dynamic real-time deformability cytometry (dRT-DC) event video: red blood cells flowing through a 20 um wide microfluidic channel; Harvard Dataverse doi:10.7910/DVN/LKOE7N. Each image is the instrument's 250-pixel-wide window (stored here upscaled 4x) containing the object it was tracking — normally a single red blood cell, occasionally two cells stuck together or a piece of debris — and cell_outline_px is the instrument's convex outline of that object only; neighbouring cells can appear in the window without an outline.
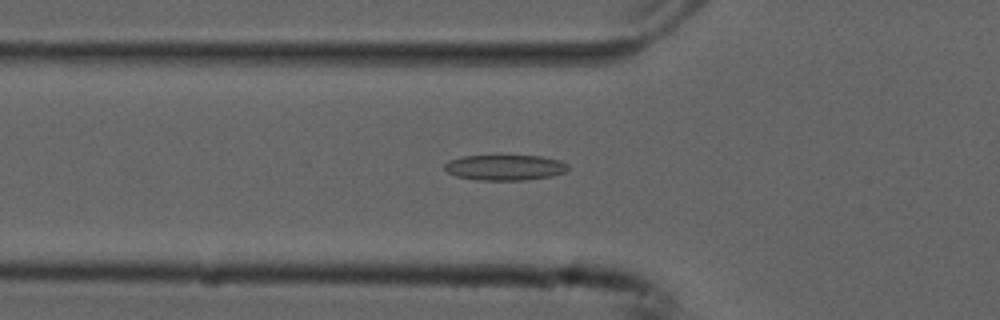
{"species": "common noctule bat (a hibernating species)", "species_latin": "Nyctalus noctula", "temperature_condition": "cold", "stored_images_in_passage": 34, "camera_frame_rate_fps": 3000, "um_per_image_px": 0.085, "animal": {"sex": "male", "forearm_length_mm": 52.5}, "frame": {"image": 1, "passage_image": 2, "time_ms": 0.333, "image_size_px": [1000, 320], "cell_outline_px": [[568, 168], [564, 172], [548, 176], [524, 180], [476, 180], [456, 176], [448, 172], [444, 168], [444, 164], [448, 160], [464, 156], [540, 156], [560, 160], [568, 164]], "centroid_in_image_um": [42.88, 14.23], "position_along_channel_um": 82.9, "area_um2": 18.21}}
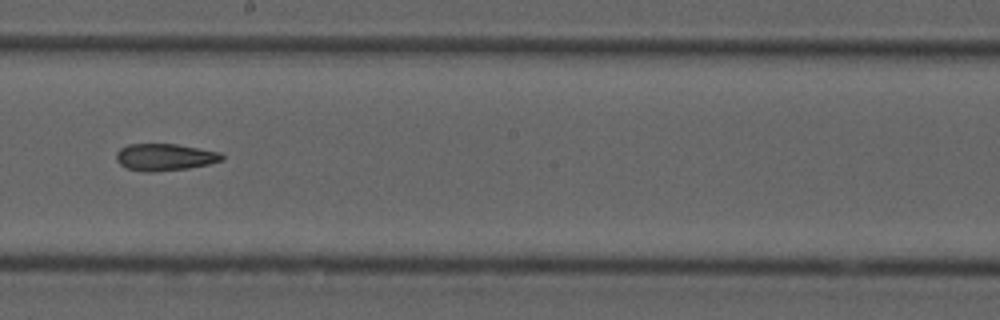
{"frame": {"image": 2, "passage_image": 14, "time_ms": 4.333, "image_size_px": [1000, 320], "cell_outline_px": [[224, 160], [208, 164], [188, 168], [152, 172], [144, 172], [124, 168], [116, 160], [116, 152], [120, 148], [128, 144], [176, 144], [220, 152], [224, 156]], "centroid_in_image_um": [13.98, 13.36], "position_along_channel_um": 234.2, "area_um2": 16.7}}
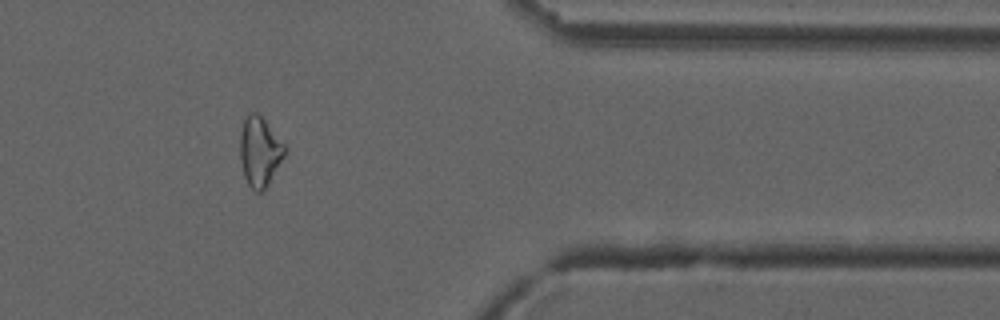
{"frame": {"image": 3, "passage_image": 28, "time_ms": 9.0, "image_size_px": [1000, 320], "cell_outline_px": [[284, 156], [268, 184], [260, 192], [256, 192], [248, 184], [244, 176], [240, 156], [240, 136], [244, 120], [252, 112], [256, 112], [264, 120], [284, 144]], "centroid_in_image_um": [22.05, 12.9], "position_along_channel_um": 389.3, "area_um2": 17.51}}